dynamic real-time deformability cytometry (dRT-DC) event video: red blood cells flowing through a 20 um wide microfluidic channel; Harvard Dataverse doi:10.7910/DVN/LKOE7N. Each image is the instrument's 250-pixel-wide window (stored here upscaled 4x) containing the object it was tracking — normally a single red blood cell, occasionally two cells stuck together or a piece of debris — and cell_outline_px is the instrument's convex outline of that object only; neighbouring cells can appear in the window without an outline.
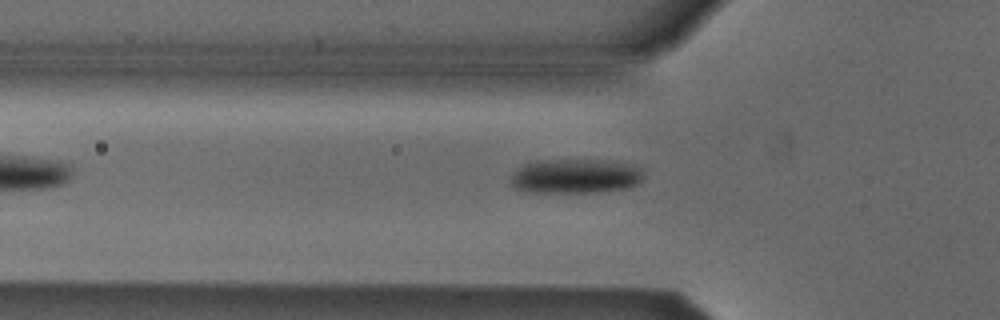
{"species": "Egyptian fruit bat (a non-hibernating species)", "species_latin": "Rousettus aegyptiacus", "temperature_condition": "cold", "stored_images_in_passage": 4, "camera_frame_rate_fps": 3000, "um_per_image_px": 0.085, "animal": {"sex": "male"}, "frame": {"image": 1, "passage_image": 3, "time_ms": 2.333, "image_size_px": [1000, 320], "cell_outline_px": [[644, 176], [640, 184], [628, 188], [600, 192], [528, 192], [516, 188], [508, 180], [512, 172], [516, 168], [528, 160], [616, 160], [632, 164], [640, 168]], "centroid_in_image_um": [48.9, 14.96], "position_along_channel_um": 76.9, "area_um2": 27.51}}